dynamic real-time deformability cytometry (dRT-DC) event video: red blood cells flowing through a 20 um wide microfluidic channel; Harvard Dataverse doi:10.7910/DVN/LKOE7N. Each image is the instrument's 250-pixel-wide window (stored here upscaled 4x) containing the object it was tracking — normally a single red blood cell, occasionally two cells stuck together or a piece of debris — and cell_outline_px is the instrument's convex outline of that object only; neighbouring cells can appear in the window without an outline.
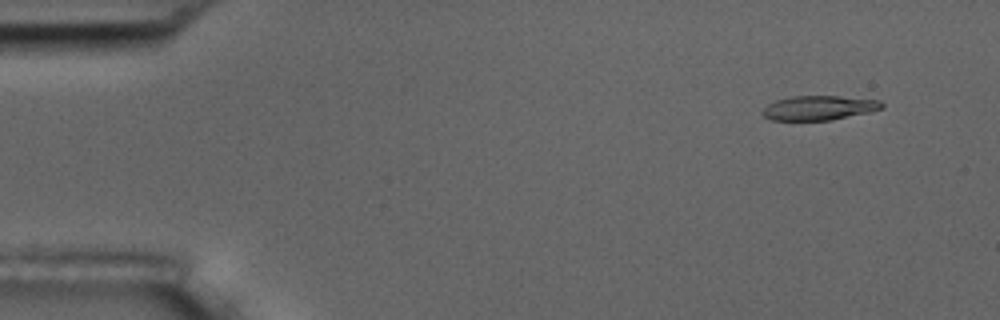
{"species": "common noctule bat (a hibernating species)", "species_latin": "Nyctalus noctula", "temperature_condition": "room temperature", "stored_images_in_passage": 6, "camera_frame_rate_fps": 3000, "um_per_image_px": 0.085, "animal": {"sex": "male", "body_mass_g": 17.5, "forearm_length_mm": 52.3}, "frame": {"image": 1, "passage_image": 1, "time_ms": 0.0, "image_size_px": [1000, 320], "cell_outline_px": [[884, 108], [868, 112], [832, 120], [772, 120], [764, 116], [760, 112], [768, 104], [776, 100], [792, 96], [840, 96], [880, 100], [884, 104]], "centroid_in_image_um": [69.62, 9.16], "position_along_channel_um": 15.4, "area_um2": 16.99}}